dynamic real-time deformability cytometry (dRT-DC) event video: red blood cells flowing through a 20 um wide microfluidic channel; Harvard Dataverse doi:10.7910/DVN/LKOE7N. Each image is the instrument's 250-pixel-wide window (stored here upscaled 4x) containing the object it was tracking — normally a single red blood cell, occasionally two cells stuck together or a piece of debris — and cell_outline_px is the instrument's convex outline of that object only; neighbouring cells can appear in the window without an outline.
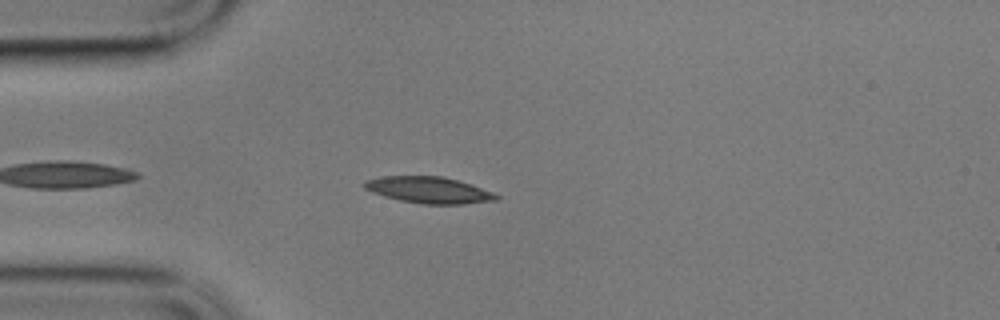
{"species": "common noctule bat (a hibernating species)", "species_latin": "Nyctalus noctula", "temperature_condition": "cold", "stored_images_in_passage": 46, "camera_frame_rate_fps": 3000, "um_per_image_px": 0.085, "animal": {"sex": "male", "body_mass_g": 17.9}, "frame": {"image": 1, "passage_image": 5, "time_ms": 1.333, "image_size_px": [1000, 320], "cell_outline_px": [[500, 200], [464, 204], [420, 204], [400, 200], [384, 196], [372, 192], [364, 188], [360, 184], [364, 180], [380, 176], [444, 176], [472, 184], [492, 192], [500, 196]], "centroid_in_image_um": [36.44, 16.15], "position_along_channel_um": 48.6, "area_um2": 20.63}}
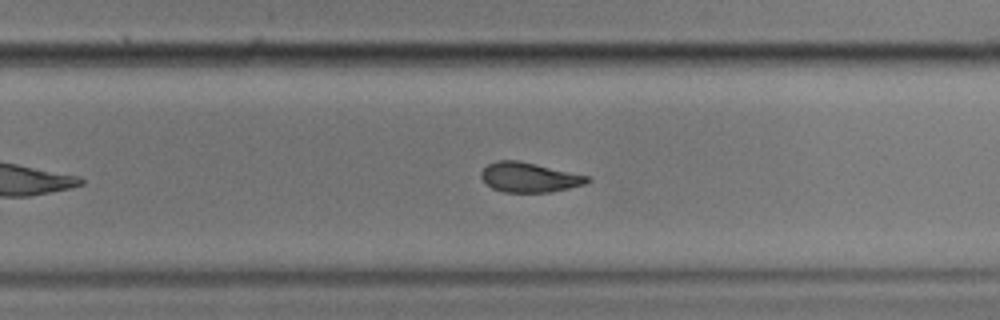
{"frame": {"image": 2, "passage_image": 27, "time_ms": 8.667, "image_size_px": [1000, 320], "cell_outline_px": [[592, 180], [584, 184], [552, 192], [504, 192], [492, 188], [480, 176], [480, 172], [488, 164], [496, 160], [520, 160], [592, 176]], "centroid_in_image_um": [45.03, 15.06], "position_along_channel_um": 284.8, "area_um2": 18.61}}
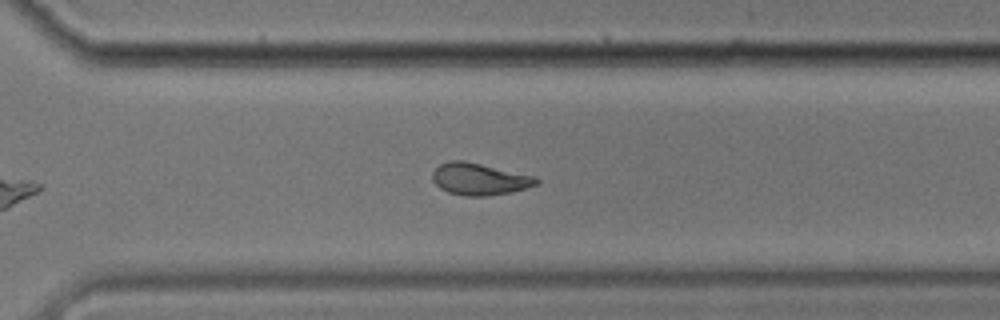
{"frame": {"image": 3, "passage_image": 31, "time_ms": 10.0, "image_size_px": [1000, 320], "cell_outline_px": [[540, 184], [508, 192], [488, 196], [464, 196], [448, 192], [440, 188], [432, 180], [432, 172], [440, 164], [448, 160], [464, 160], [536, 176], [540, 180]], "centroid_in_image_um": [40.74, 15.21], "position_along_channel_um": 329.9, "area_um2": 19.42}}